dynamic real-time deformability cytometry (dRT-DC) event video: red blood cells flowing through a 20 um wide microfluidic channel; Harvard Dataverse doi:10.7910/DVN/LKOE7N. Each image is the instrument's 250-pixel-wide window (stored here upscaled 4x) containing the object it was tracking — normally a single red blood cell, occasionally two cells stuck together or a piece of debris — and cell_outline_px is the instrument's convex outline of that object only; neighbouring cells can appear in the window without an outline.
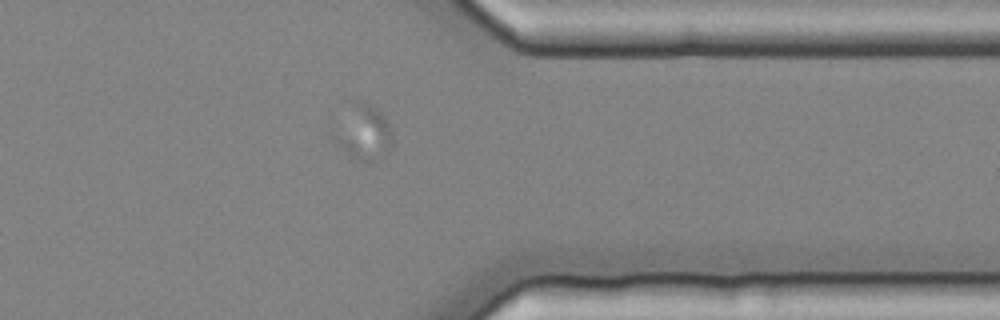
{"species": "common noctule bat (a hibernating species)", "species_latin": "Nyctalus noctula", "temperature_condition": "cold", "stored_images_in_passage": 15, "segment_of_instrument_passage": [3, 3], "camera_frame_rate_fps": 3000, "um_per_image_px": 0.085, "animal": {"sex": "female", "body_mass_g": 25.1}, "frame": {"image": 1, "passage_image": 15, "time_ms": 4.667, "image_size_px": [1000, 320], "cell_outline_px": [[392, 144], [388, 152], [376, 164], [360, 160], [348, 156], [340, 140], [356, 104], [360, 100], [368, 104], [380, 112], [384, 116], [388, 124], [392, 136]], "centroid_in_image_um": [31.18, 11.43], "position_along_channel_um": 380.2, "area_um2": 16.13}}